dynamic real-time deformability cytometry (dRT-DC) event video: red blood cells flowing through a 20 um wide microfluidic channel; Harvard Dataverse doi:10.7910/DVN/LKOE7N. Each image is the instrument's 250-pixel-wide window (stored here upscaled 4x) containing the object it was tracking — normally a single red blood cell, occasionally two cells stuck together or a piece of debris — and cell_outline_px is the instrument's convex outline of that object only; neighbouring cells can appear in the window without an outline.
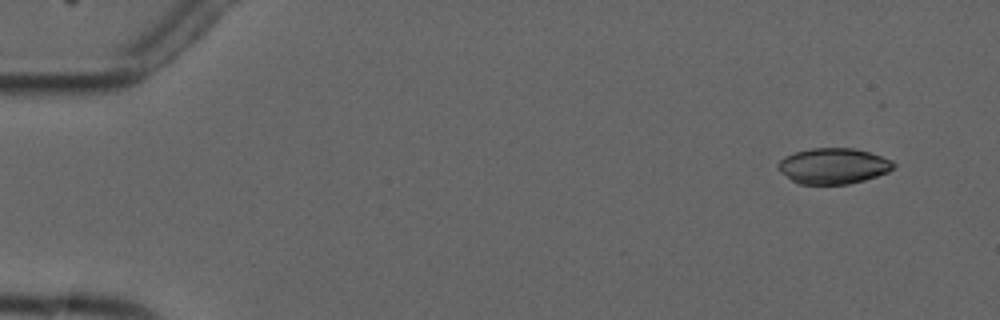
{"species": "common noctule bat (a hibernating species)", "species_latin": "Nyctalus noctula", "temperature_condition": "cold", "stored_images_in_passage": 14, "camera_frame_rate_fps": 3000, "um_per_image_px": 0.085, "animal": {"sex": "male", "forearm_length_mm": 52.5}, "frame": {"image": 1, "passage_image": 1, "time_ms": 0.0, "image_size_px": [1000, 320], "cell_outline_px": [[896, 164], [888, 172], [864, 180], [848, 184], [800, 184], [792, 180], [780, 172], [776, 168], [776, 164], [784, 156], [796, 152], [812, 148], [852, 148], [868, 152], [892, 160]], "centroid_in_image_um": [70.8, 14.11], "position_along_channel_um": 14.2, "area_um2": 23.99}}
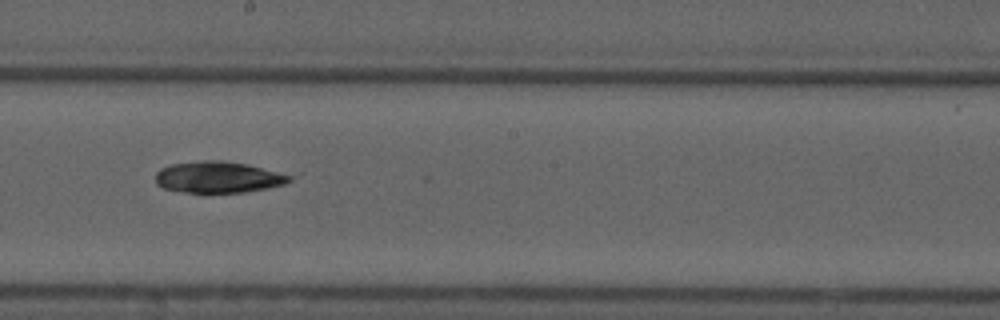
{"frame": {"image": 2, "passage_image": 8, "time_ms": 9.0, "image_size_px": [1000, 320], "cell_outline_px": [[292, 180], [284, 184], [268, 188], [244, 192], [184, 192], [164, 188], [156, 184], [156, 172], [160, 168], [172, 164], [204, 160], [224, 160], [248, 164], [292, 176]], "centroid_in_image_um": [18.53, 15.05], "position_along_channel_um": 229.7, "area_um2": 24.39}}
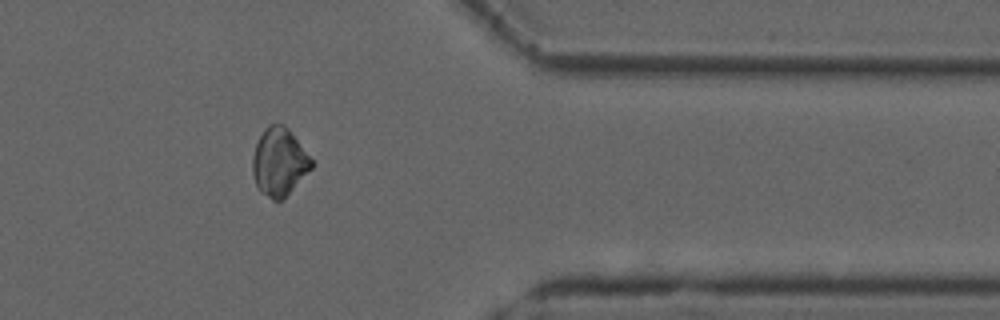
{"frame": {"image": 3, "passage_image": 12, "time_ms": 13.667, "image_size_px": [1000, 320], "cell_outline_px": [[312, 168], [284, 200], [272, 200], [260, 192], [256, 184], [252, 172], [252, 156], [256, 144], [264, 128], [268, 124], [284, 124], [288, 128], [312, 160]], "centroid_in_image_um": [23.71, 13.79], "position_along_channel_um": 387.7, "area_um2": 23.35}}